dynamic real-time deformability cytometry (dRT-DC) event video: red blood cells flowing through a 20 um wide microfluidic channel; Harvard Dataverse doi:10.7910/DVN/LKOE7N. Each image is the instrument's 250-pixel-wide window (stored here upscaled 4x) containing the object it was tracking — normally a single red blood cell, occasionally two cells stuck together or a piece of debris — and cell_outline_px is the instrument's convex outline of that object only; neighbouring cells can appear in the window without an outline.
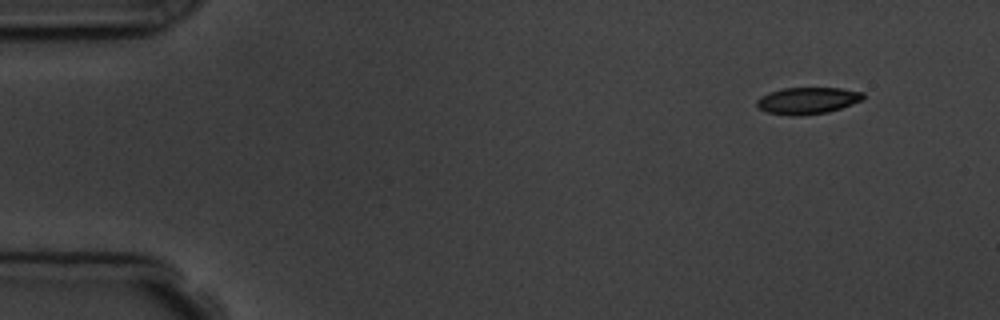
{"species": "common noctule bat (a hibernating species)", "species_latin": "Nyctalus noctula", "temperature_condition": "room temperature", "stored_images_in_passage": 4, "camera_frame_rate_fps": 3000, "um_per_image_px": 0.085, "animal": {"sex": "male", "body_mass_g": 19.5, "forearm_length_mm": 54.6}, "frame": {"image": 1, "passage_image": 1, "time_ms": 0.0, "image_size_px": [1000, 320], "cell_outline_px": [[864, 100], [828, 112], [800, 116], [792, 116], [768, 112], [760, 108], [756, 104], [756, 100], [760, 96], [768, 92], [784, 88], [840, 88], [864, 92]], "centroid_in_image_um": [68.65, 8.55], "position_along_channel_um": 16.4, "area_um2": 16.65}}
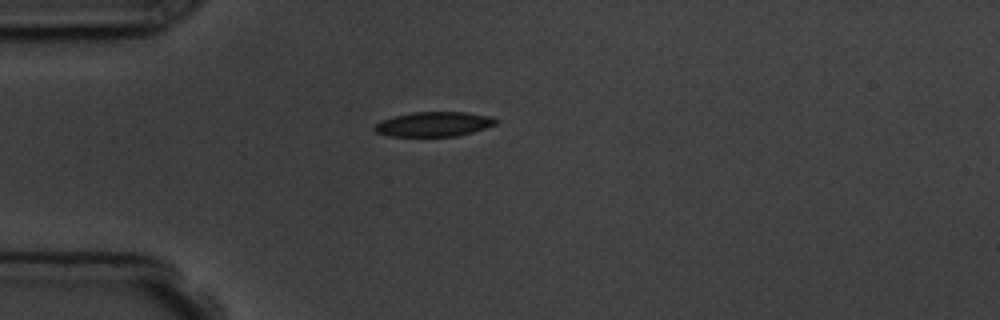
{"frame": {"image": 2, "passage_image": 4, "time_ms": 3.333, "image_size_px": [1000, 320], "cell_outline_px": [[496, 124], [472, 132], [456, 136], [388, 136], [376, 132], [372, 128], [376, 124], [384, 120], [396, 116], [412, 112], [464, 112], [492, 116], [496, 120]], "centroid_in_image_um": [36.87, 10.55], "position_along_channel_um": 48.1, "area_um2": 17.22}}